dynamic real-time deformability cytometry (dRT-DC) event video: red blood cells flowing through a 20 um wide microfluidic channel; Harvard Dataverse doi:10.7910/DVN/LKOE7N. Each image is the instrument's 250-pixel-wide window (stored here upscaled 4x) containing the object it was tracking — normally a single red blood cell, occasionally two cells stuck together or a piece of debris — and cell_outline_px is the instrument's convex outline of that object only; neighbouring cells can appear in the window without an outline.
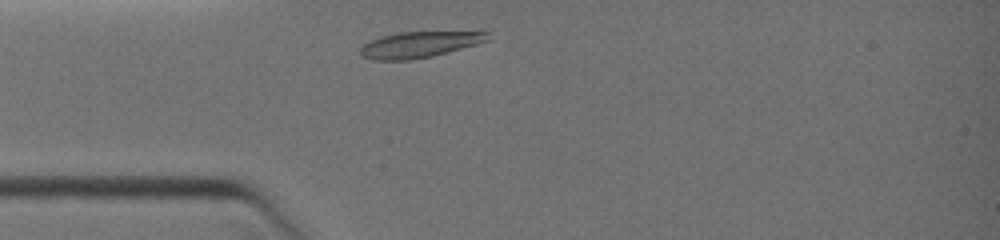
{"species": "common noctule bat (a hibernating species)", "species_latin": "Nyctalus noctula", "temperature_condition": "warm", "stored_images_in_passage": 8, "camera_frame_rate_fps": 3000, "um_per_image_px": 0.085, "animal": {"sex": "female", "body_mass_g": 19.0, "forearm_length_mm": 51.5}, "frame": {"image": 1, "passage_image": 2, "time_ms": 0.333, "image_size_px": [1000, 240], "cell_outline_px": [[488, 40], [476, 44], [448, 52], [432, 56], [408, 60], [372, 60], [360, 56], [360, 48], [368, 40], [380, 36], [400, 32], [484, 28], [488, 32]], "centroid_in_image_um": [35.76, 3.72], "position_along_channel_um": 49.2, "area_um2": 20.46}}
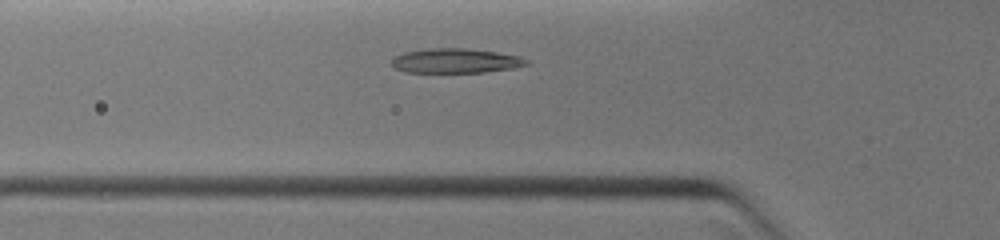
{"frame": {"image": 2, "passage_image": 5, "time_ms": 1.333, "image_size_px": [1000, 240], "cell_outline_px": [[528, 64], [512, 68], [484, 72], [404, 72], [392, 68], [392, 60], [396, 56], [404, 52], [428, 48], [464, 48], [496, 52], [520, 56], [528, 60]], "centroid_in_image_um": [38.69, 5.16], "position_along_channel_um": 87.1, "area_um2": 19.25}}
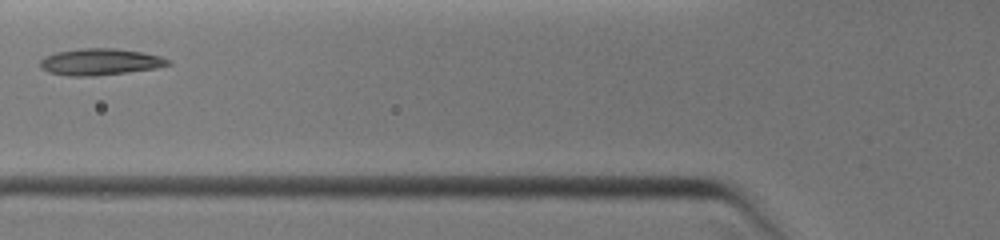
{"frame": {"image": 3, "passage_image": 6, "time_ms": 2.0, "image_size_px": [1000, 240], "cell_outline_px": [[172, 64], [156, 68], [128, 72], [96, 76], [68, 76], [48, 72], [40, 68], [40, 60], [44, 56], [56, 52], [80, 48], [116, 48], [140, 52], [160, 56], [172, 60]], "centroid_in_image_um": [8.5, 5.26], "position_along_channel_um": 117.3, "area_um2": 20.0}}